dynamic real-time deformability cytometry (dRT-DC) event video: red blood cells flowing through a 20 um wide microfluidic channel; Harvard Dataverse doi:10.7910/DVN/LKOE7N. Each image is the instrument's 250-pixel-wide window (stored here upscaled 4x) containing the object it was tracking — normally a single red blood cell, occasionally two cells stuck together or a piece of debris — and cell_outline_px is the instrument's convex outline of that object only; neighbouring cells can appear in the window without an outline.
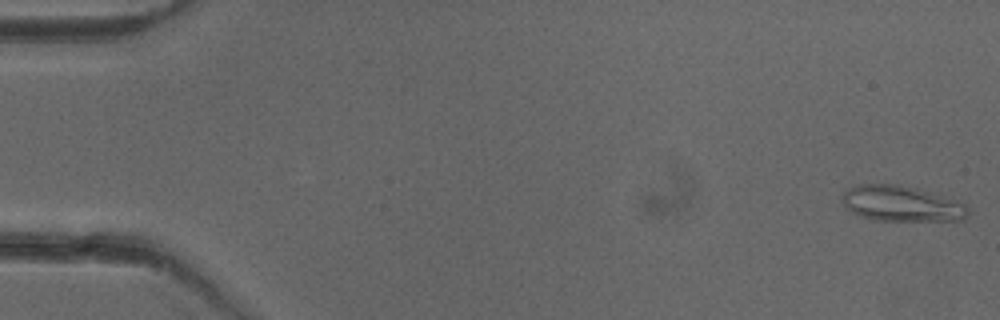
{"species": "common noctule bat (a hibernating species)", "species_latin": "Nyctalus noctula", "temperature_condition": "cold", "stored_images_in_passage": 51, "camera_frame_rate_fps": 3000, "um_per_image_px": 0.085, "animal": {"sex": "female"}, "frame": {"image": 1, "passage_image": 1, "time_ms": 0.0, "image_size_px": [1000, 320], "cell_outline_px": [[968, 212], [964, 220], [876, 220], [852, 212], [844, 204], [844, 192], [848, 188], [856, 184], [892, 184], [916, 188], [964, 204], [968, 208]], "centroid_in_image_um": [76.61, 17.31], "position_along_channel_um": 8.4, "area_um2": 25.32}}
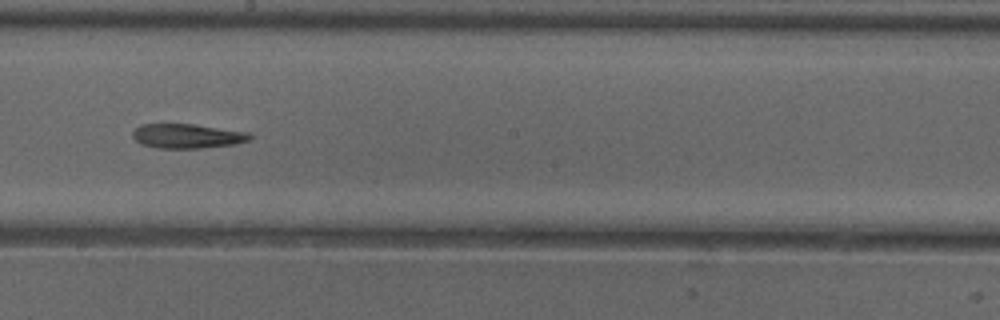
{"frame": {"image": 2, "passage_image": 29, "time_ms": 9.333, "image_size_px": [1000, 320], "cell_outline_px": [[252, 140], [236, 144], [200, 148], [156, 148], [140, 144], [132, 136], [132, 132], [140, 124], [192, 124], [248, 132], [252, 136]], "centroid_in_image_um": [15.91, 11.57], "position_along_channel_um": 232.3, "area_um2": 16.76}}
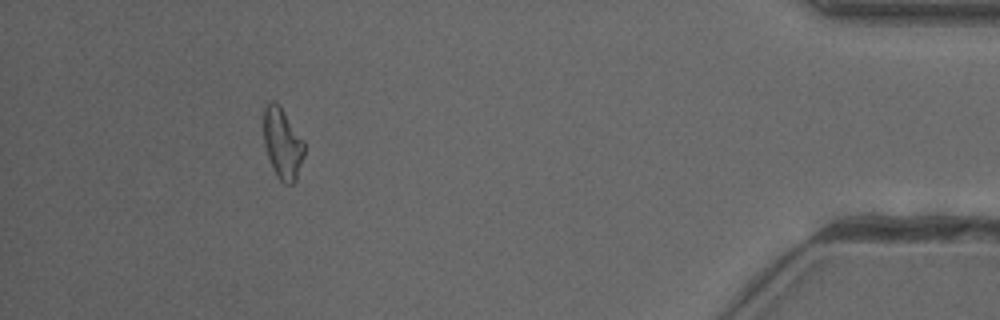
{"frame": {"image": 3, "passage_image": 47, "time_ms": 15.333, "image_size_px": [1000, 320], "cell_outline_px": [[304, 156], [296, 180], [292, 184], [284, 184], [276, 176], [272, 168], [264, 144], [264, 108], [272, 100], [280, 104], [304, 140]], "centroid_in_image_um": [24.02, 12.19], "position_along_channel_um": 411.2, "area_um2": 16.94}}